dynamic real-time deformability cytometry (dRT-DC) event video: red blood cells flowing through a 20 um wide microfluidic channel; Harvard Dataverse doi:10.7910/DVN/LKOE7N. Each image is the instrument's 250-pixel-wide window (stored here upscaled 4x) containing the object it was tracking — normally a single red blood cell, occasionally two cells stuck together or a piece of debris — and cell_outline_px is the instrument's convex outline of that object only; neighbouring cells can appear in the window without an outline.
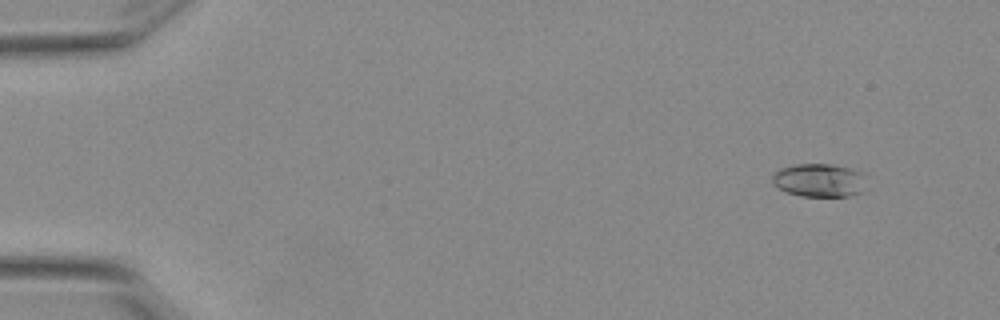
{"species": "Egyptian fruit bat (a non-hibernating species)", "species_latin": "Rousettus aegyptiacus", "temperature_condition": "warm", "stored_images_in_passage": 6, "camera_frame_rate_fps": 3000, "um_per_image_px": 0.085, "animal": {"sex": "female"}, "frame": {"image": 1, "passage_image": 2, "time_ms": 0.333, "image_size_px": [1000, 320], "cell_outline_px": [[868, 176], [860, 192], [848, 196], [800, 196], [788, 192], [772, 184], [772, 176], [780, 168], [796, 164], [832, 164], [864, 172]], "centroid_in_image_um": [69.65, 15.31], "position_along_channel_um": 15.3, "area_um2": 18.32}}
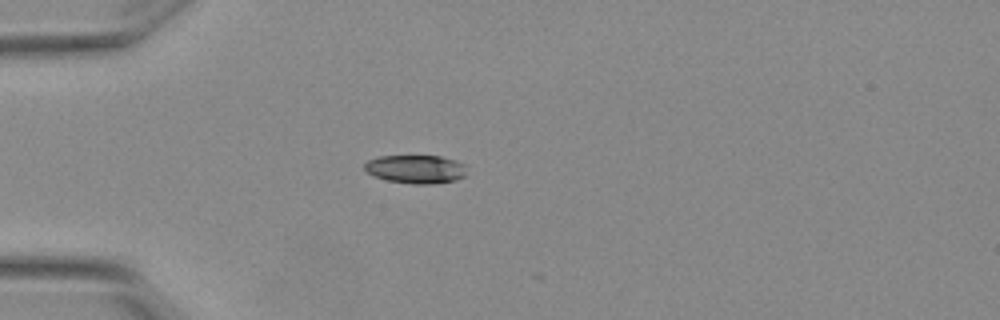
{"frame": {"image": 2, "passage_image": 5, "time_ms": 1.333, "image_size_px": [1000, 320], "cell_outline_px": [[464, 176], [456, 180], [432, 184], [412, 184], [388, 180], [376, 176], [368, 172], [364, 168], [364, 164], [368, 160], [380, 156], [440, 156], [456, 160], [464, 164]], "centroid_in_image_um": [35.34, 14.37], "position_along_channel_um": 49.7, "area_um2": 16.76}}